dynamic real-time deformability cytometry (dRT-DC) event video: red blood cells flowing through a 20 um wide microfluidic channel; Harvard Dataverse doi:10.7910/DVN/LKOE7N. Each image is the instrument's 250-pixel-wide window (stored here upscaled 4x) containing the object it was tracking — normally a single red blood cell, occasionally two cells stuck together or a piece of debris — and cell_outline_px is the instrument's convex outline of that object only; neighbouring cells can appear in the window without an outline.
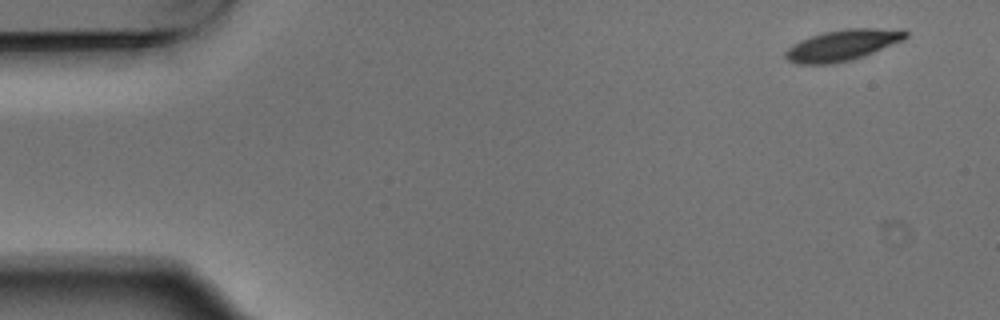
{"species": "Egyptian fruit bat (a non-hibernating species)", "species_latin": "Rousettus aegyptiacus", "temperature_condition": "warm", "stored_images_in_passage": 7, "camera_frame_rate_fps": 3000, "um_per_image_px": 0.085, "animal": {"sex": "male"}, "frame": {"image": 1, "passage_image": 1, "time_ms": 0.0, "image_size_px": [1000, 320], "cell_outline_px": [[908, 36], [904, 40], [864, 56], [852, 60], [832, 64], [796, 64], [788, 60], [784, 56], [784, 52], [792, 44], [800, 40], [824, 32], [844, 28], [904, 28], [908, 32]], "centroid_in_image_um": [71.65, 3.83], "position_along_channel_um": 13.3, "area_um2": 22.08}}
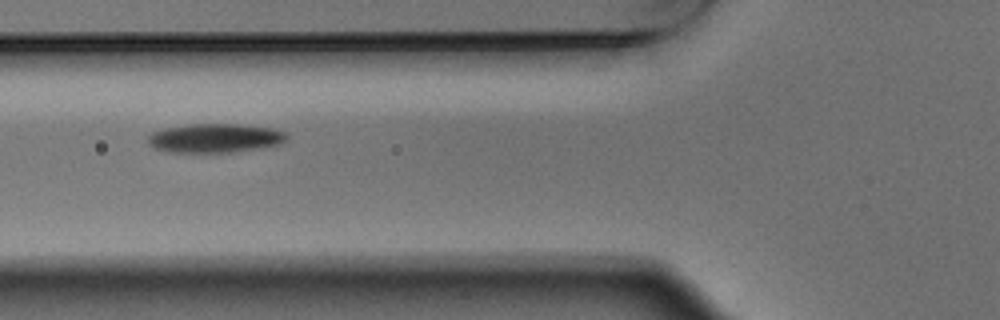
{"frame": {"image": 2, "passage_image": 6, "time_ms": 1.667, "image_size_px": [1000, 320], "cell_outline_px": [[288, 140], [284, 144], [236, 152], [172, 152], [156, 148], [148, 144], [148, 136], [152, 132], [164, 128], [192, 124], [240, 124], [272, 128], [288, 132]], "centroid_in_image_um": [18.36, 11.74], "position_along_channel_um": 107.4, "area_um2": 23.7}}
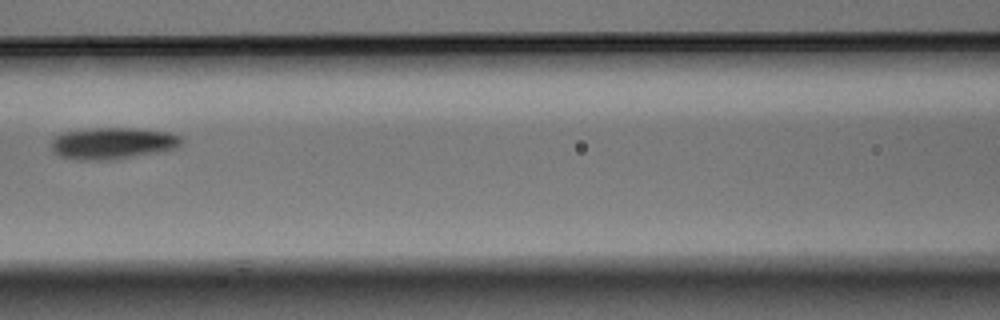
{"frame": {"image": 3, "passage_image": 7, "time_ms": 2.0, "image_size_px": [1000, 320], "cell_outline_px": [[184, 140], [176, 148], [116, 160], [76, 160], [60, 156], [52, 148], [52, 140], [56, 136], [64, 132], [92, 128], [136, 128], [168, 132], [180, 136]], "centroid_in_image_um": [9.59, 12.18], "position_along_channel_um": 157.0, "area_um2": 23.99}}